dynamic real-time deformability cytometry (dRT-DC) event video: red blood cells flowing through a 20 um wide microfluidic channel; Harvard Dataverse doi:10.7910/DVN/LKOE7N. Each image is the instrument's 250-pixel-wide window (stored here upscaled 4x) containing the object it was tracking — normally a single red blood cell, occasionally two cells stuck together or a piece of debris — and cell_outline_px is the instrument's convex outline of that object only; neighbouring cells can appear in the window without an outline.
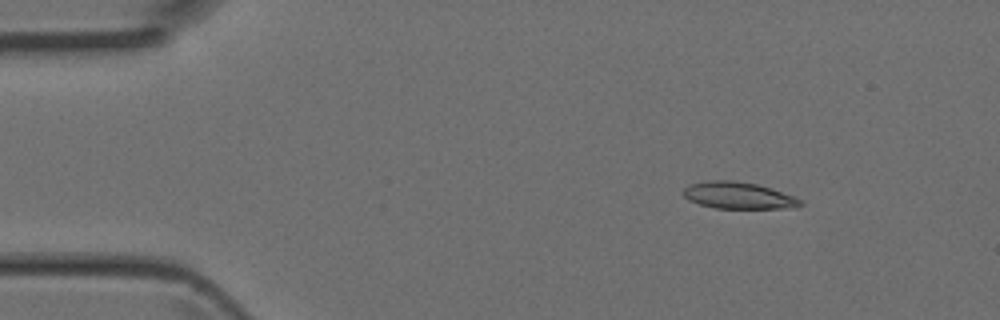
{"species": "Egyptian fruit bat (a non-hibernating species)", "species_latin": "Rousettus aegyptiacus", "temperature_condition": "room temperature", "stored_images_in_passage": 3, "camera_frame_rate_fps": 3000, "um_per_image_px": 0.085, "animal": {"sex": "female"}, "frame": {"image": 1, "passage_image": 2, "time_ms": 0.333, "image_size_px": [1000, 320], "cell_outline_px": [[804, 204], [792, 208], [716, 208], [700, 204], [688, 200], [684, 196], [684, 188], [688, 184], [708, 180], [736, 180], [756, 184], [796, 196], [804, 200]], "centroid_in_image_um": [62.79, 16.61], "position_along_channel_um": 22.2, "area_um2": 18.38}}